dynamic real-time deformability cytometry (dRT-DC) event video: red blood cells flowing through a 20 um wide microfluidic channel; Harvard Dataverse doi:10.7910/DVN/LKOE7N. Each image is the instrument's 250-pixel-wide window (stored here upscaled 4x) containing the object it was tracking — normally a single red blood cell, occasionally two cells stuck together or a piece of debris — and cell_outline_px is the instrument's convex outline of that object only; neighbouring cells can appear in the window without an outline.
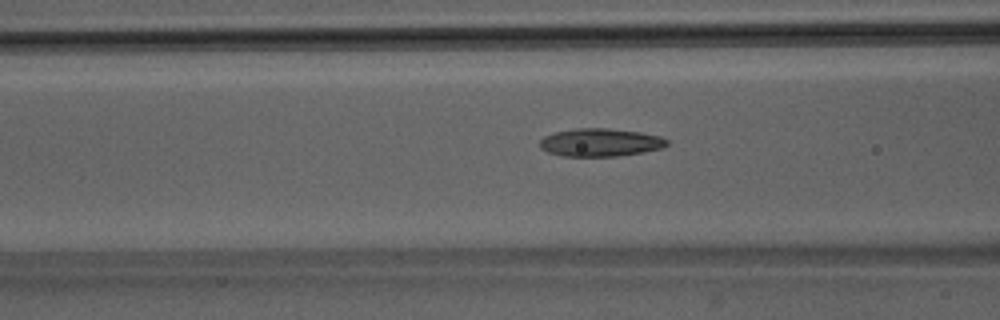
{"species": "Egyptian fruit bat (a non-hibernating species)", "species_latin": "Rousettus aegyptiacus", "temperature_condition": "room temperature", "stored_images_in_passage": 43, "camera_frame_rate_fps": 3000, "um_per_image_px": 0.085, "animal": {"sex": "male"}, "frame": {"image": 1, "passage_image": 13, "time_ms": 4.0, "image_size_px": [1000, 320], "cell_outline_px": [[668, 144], [664, 148], [616, 156], [564, 156], [548, 152], [540, 148], [540, 140], [544, 136], [556, 132], [576, 128], [608, 128], [640, 132], [660, 136], [668, 140]], "centroid_in_image_um": [51.03, 12.1], "position_along_channel_um": 115.6, "area_um2": 20.63}}
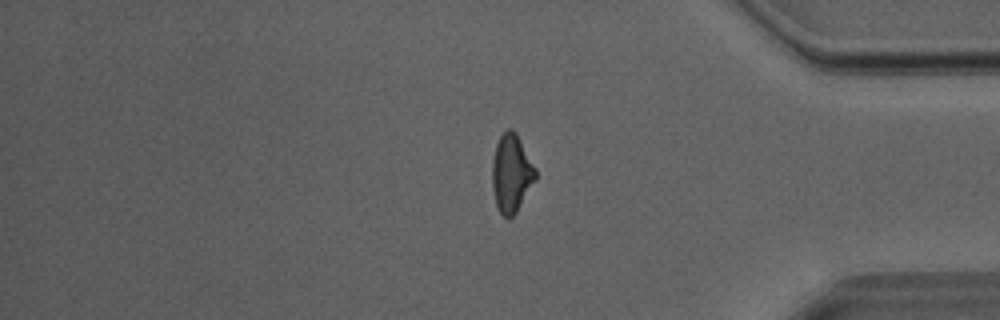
{"frame": {"image": 2, "passage_image": 35, "time_ms": 11.333, "image_size_px": [1000, 320], "cell_outline_px": [[536, 180], [516, 212], [508, 220], [500, 212], [496, 204], [492, 188], [492, 160], [496, 144], [500, 136], [508, 128], [512, 128], [516, 132], [536, 168]], "centroid_in_image_um": [43.47, 14.72], "position_along_channel_um": 391.7, "area_um2": 19.77}}
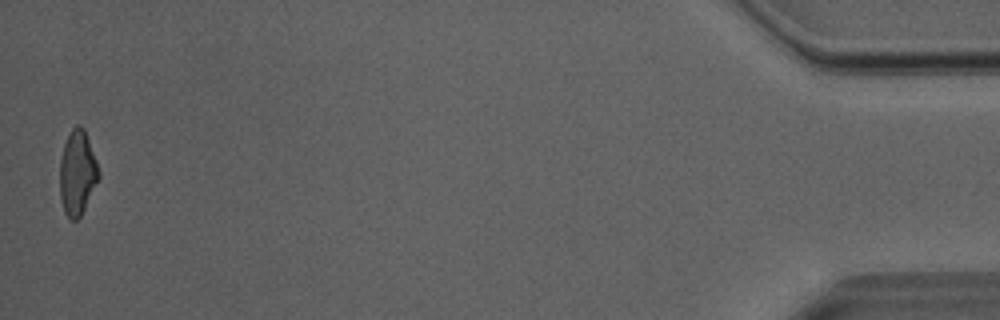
{"frame": {"image": 3, "passage_image": 43, "time_ms": 14.0, "image_size_px": [1000, 320], "cell_outline_px": [[100, 176], [80, 216], [76, 220], [72, 220], [64, 212], [60, 200], [60, 160], [64, 144], [72, 128], [76, 124], [80, 124], [84, 128], [96, 160], [100, 172]], "centroid_in_image_um": [6.57, 14.67], "position_along_channel_um": 428.6, "area_um2": 19.02}, "authors_computed_cell_mechanics": {"area_um2": 19.8832, "velocity_mm_per_s": 4.0692, "shape_relaxation_time_tau1_ms": 7.1799, "shape_relaxation_time_tau2_ms": 1.928, "deformation_change_tau1": 0.2265, "deformation_change_tau2": 0.1058}}